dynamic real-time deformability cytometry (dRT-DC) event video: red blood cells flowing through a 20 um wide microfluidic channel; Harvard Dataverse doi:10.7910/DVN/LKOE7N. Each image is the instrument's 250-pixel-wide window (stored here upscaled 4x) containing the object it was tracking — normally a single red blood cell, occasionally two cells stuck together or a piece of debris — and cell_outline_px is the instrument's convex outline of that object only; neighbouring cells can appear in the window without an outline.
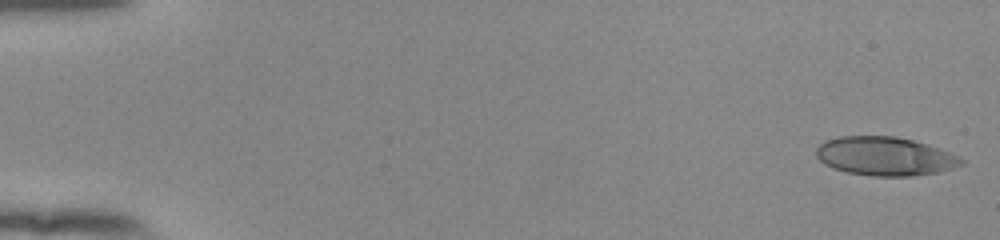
{"species": "human", "species_latin": "Homo sapiens", "temperature_condition": "room temperature", "stored_images_in_passage": 11, "camera_frame_rate_fps": 3000, "um_per_image_px": 0.085, "donor": {"sex": "female"}, "frame": {"image": 1, "passage_image": 1, "time_ms": 0.0, "image_size_px": [1000, 240], "cell_outline_px": [[964, 164], [952, 168], [936, 172], [912, 176], [872, 176], [848, 172], [832, 168], [824, 164], [816, 156], [816, 148], [824, 140], [840, 136], [896, 136], [912, 140], [960, 156], [964, 160]], "centroid_in_image_um": [75.18, 13.28], "position_along_channel_um": 9.8, "area_um2": 32.6}}